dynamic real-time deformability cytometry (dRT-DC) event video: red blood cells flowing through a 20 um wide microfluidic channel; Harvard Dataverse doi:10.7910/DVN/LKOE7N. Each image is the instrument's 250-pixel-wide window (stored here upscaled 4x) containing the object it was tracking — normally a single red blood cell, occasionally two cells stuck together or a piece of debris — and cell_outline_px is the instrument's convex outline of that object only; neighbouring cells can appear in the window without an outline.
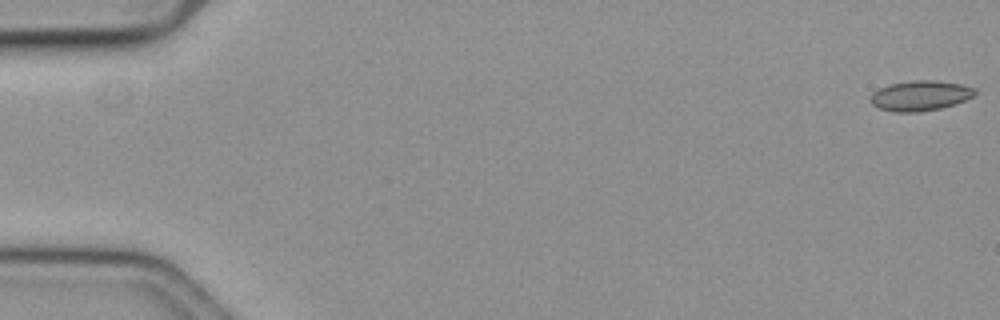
{"species": "common noctule bat (a hibernating species)", "species_latin": "Nyctalus noctula", "temperature_condition": "cold", "stored_images_in_passage": 52, "camera_frame_rate_fps": 3000, "um_per_image_px": 0.085, "animal": {"sex": "female", "body_mass_g": 19.3, "forearm_length_mm": 54.1}, "frame": {"image": 1, "passage_image": 1, "time_ms": 0.0, "image_size_px": [1000, 320], "cell_outline_px": [[976, 92], [972, 96], [956, 104], [940, 108], [920, 112], [896, 112], [880, 108], [872, 104], [872, 92], [888, 84], [912, 80], [932, 80], [964, 84], [976, 88]], "centroid_in_image_um": [78.25, 8.12], "position_along_channel_um": 6.8, "area_um2": 18.32}}
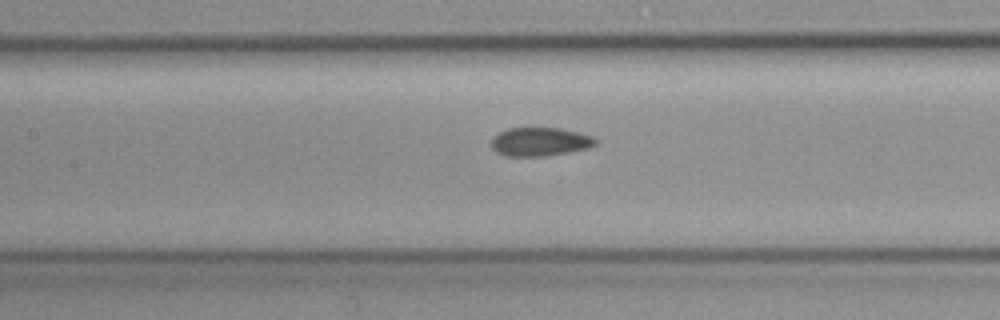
{"frame": {"image": 2, "passage_image": 27, "time_ms": 8.667, "image_size_px": [1000, 320], "cell_outline_px": [[600, 140], [596, 144], [588, 148], [568, 152], [544, 156], [504, 156], [496, 152], [492, 148], [492, 140], [500, 132], [508, 128], [528, 124], [560, 128], [580, 132], [592, 136]], "centroid_in_image_um": [45.91, 11.99], "position_along_channel_um": 161.5, "area_um2": 18.15}}
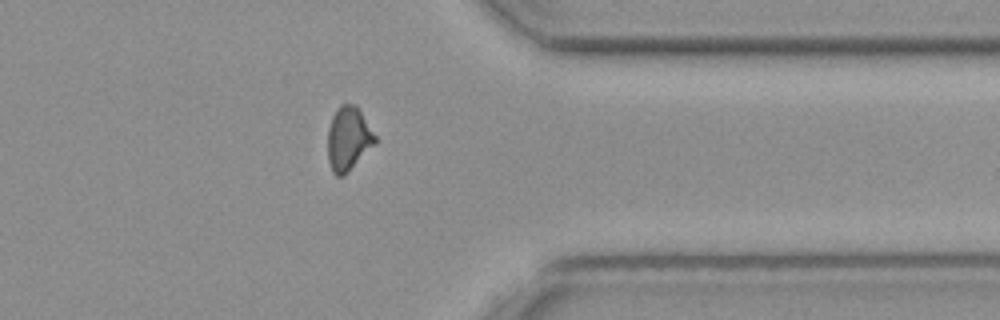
{"frame": {"image": 3, "passage_image": 46, "time_ms": 15.0, "image_size_px": [1000, 320], "cell_outline_px": [[376, 144], [344, 176], [336, 176], [332, 172], [328, 160], [328, 128], [332, 116], [340, 104], [356, 104], [376, 136]], "centroid_in_image_um": [29.61, 11.8], "position_along_channel_um": 381.8, "area_um2": 17.74}}